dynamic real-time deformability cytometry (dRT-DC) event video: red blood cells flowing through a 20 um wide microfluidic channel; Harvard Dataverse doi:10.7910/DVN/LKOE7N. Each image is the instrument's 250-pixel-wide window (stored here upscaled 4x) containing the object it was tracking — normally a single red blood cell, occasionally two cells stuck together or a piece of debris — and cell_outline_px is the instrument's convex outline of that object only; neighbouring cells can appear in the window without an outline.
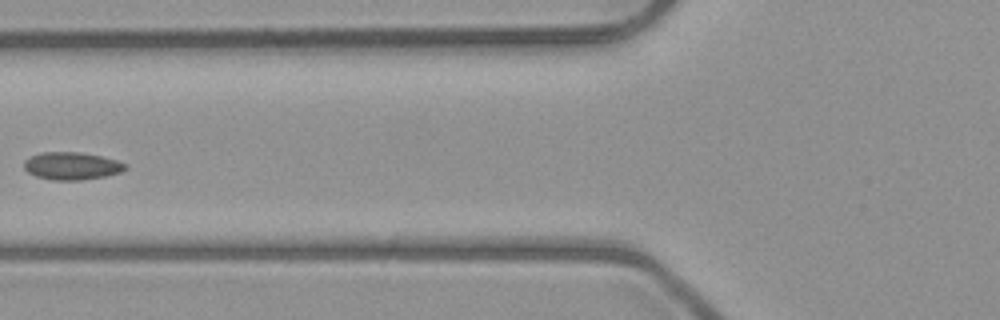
{"species": "common noctule bat (a hibernating species)", "species_latin": "Nyctalus noctula", "temperature_condition": "room temperature", "stored_images_in_passage": 6, "camera_frame_rate_fps": 3000, "um_per_image_px": 0.085, "animal": {"sex": "male", "body_mass_g": 23.1, "forearm_length_mm": 52.7}, "frame": {"image": 1, "passage_image": 6, "time_ms": 6.0, "image_size_px": [1000, 320], "cell_outline_px": [[128, 168], [120, 172], [104, 176], [80, 180], [52, 180], [36, 176], [28, 172], [24, 168], [24, 160], [40, 152], [76, 152], [100, 156], [116, 160], [128, 164]], "centroid_in_image_um": [6.09, 14.1], "position_along_channel_um": 119.7, "area_um2": 16.18}}